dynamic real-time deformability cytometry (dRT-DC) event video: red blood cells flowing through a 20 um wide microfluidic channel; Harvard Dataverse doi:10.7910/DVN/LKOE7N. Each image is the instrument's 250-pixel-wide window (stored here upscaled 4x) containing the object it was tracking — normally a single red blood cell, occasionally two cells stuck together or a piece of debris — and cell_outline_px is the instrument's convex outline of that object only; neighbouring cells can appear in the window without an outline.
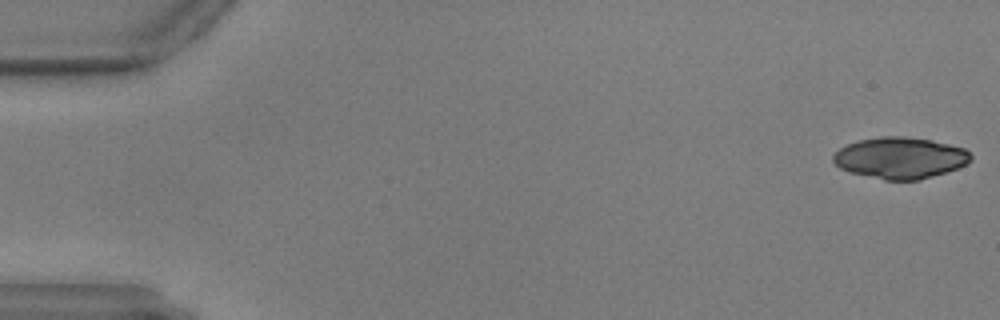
{"species": "common noctule bat (a hibernating species)", "species_latin": "Nyctalus noctula", "temperature_condition": "warm", "stored_images_in_passage": 43, "camera_frame_rate_fps": 3000, "um_per_image_px": 0.085, "animal": {"sex": "male", "body_mass_g": 17.9, "forearm_length_mm": 54.2}, "frame": {"image": 1, "passage_image": 1, "time_ms": 0.0, "image_size_px": [1000, 320], "cell_outline_px": [[972, 160], [968, 164], [920, 180], [884, 180], [848, 172], [840, 168], [832, 160], [832, 156], [840, 148], [848, 144], [860, 140], [880, 136], [904, 136], [932, 140], [964, 148], [972, 156]], "centroid_in_image_um": [76.5, 13.42], "position_along_channel_um": 8.5, "area_um2": 33.18}}